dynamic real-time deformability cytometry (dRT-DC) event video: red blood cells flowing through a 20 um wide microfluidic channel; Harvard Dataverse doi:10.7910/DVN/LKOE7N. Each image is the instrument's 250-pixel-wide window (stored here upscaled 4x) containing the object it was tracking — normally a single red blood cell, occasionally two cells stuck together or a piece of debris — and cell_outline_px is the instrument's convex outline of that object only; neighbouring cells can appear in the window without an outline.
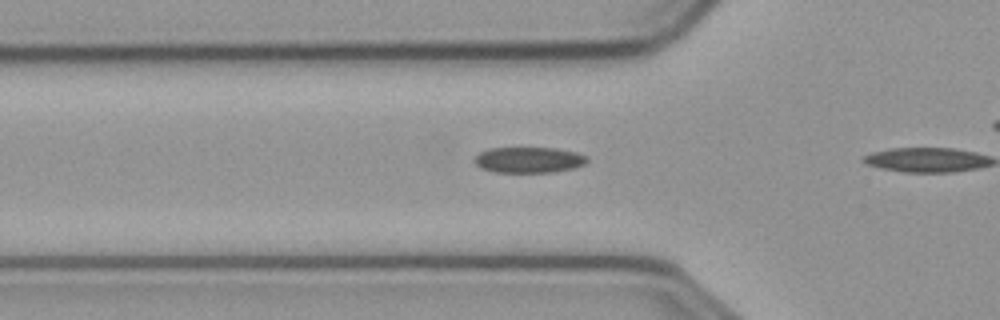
{"species": "common noctule bat (a hibernating species)", "species_latin": "Nyctalus noctula", "temperature_condition": "cold", "stored_images_in_passage": 3, "camera_frame_rate_fps": 3000, "um_per_image_px": 0.085, "animal": {"sex": "male", "body_mass_g": 23.1, "forearm_length_mm": 52.7}, "frame": {"image": 1, "passage_image": 2, "time_ms": 0.333, "image_size_px": [1000, 320], "cell_outline_px": [[588, 160], [584, 164], [572, 168], [552, 172], [492, 172], [480, 168], [472, 160], [480, 152], [488, 148], [556, 148], [576, 152], [584, 156]], "centroid_in_image_um": [44.88, 13.59], "position_along_channel_um": 80.9, "area_um2": 16.88}}